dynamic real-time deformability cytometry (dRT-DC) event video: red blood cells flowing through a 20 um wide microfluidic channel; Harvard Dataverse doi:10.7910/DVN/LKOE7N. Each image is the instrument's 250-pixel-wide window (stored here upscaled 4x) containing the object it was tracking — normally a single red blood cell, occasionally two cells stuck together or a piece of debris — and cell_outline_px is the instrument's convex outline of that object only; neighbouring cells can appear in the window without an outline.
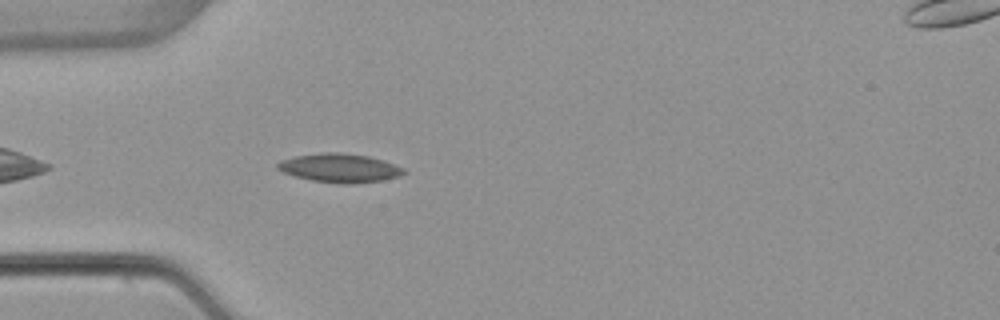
{"species": "common noctule bat (a hibernating species)", "species_latin": "Nyctalus noctula", "temperature_condition": "warm", "stored_images_in_passage": 2, "camera_frame_rate_fps": 3000, "um_per_image_px": 0.085, "animal": {"sex": "female", "body_mass_g": 22.7, "forearm_length_mm": 54.2}, "frame": {"image": 1, "passage_image": 2, "time_ms": 4.0, "image_size_px": [1000, 320], "cell_outline_px": [[408, 172], [400, 176], [384, 180], [352, 184], [344, 184], [312, 180], [296, 176], [284, 172], [276, 168], [276, 164], [280, 160], [296, 156], [324, 152], [340, 152], [368, 156], [384, 160], [404, 168]], "centroid_in_image_um": [28.91, 14.28], "position_along_channel_um": 56.1, "area_um2": 21.21}}